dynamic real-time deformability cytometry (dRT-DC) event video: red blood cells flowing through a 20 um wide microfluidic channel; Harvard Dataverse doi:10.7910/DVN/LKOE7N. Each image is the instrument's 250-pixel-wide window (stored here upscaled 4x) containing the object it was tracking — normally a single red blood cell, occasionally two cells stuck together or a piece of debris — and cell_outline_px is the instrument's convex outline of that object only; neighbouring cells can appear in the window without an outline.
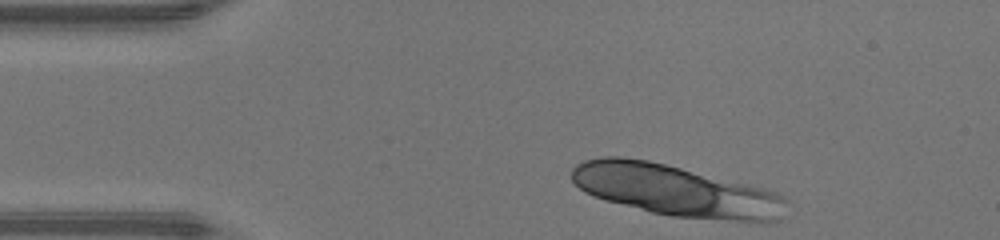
{"species": "human", "species_latin": "Homo sapiens", "temperature_condition": "warm", "stored_images_in_passage": 7, "camera_frame_rate_fps": 3000, "um_per_image_px": 0.085, "donor": {"sex": "male"}, "frame": {"image": 1, "passage_image": 1, "time_ms": 0.0, "image_size_px": [1000, 240], "cell_outline_px": [[788, 200], [780, 220], [768, 224], [760, 224], [672, 216], [652, 212], [604, 200], [584, 192], [572, 180], [572, 168], [576, 164], [584, 160], [604, 156], [624, 156], [648, 160], [748, 184], [764, 188], [776, 192], [784, 196]], "centroid_in_image_um": [57.5, 16.22], "position_along_channel_um": 27.5, "area_um2": 64.91}}